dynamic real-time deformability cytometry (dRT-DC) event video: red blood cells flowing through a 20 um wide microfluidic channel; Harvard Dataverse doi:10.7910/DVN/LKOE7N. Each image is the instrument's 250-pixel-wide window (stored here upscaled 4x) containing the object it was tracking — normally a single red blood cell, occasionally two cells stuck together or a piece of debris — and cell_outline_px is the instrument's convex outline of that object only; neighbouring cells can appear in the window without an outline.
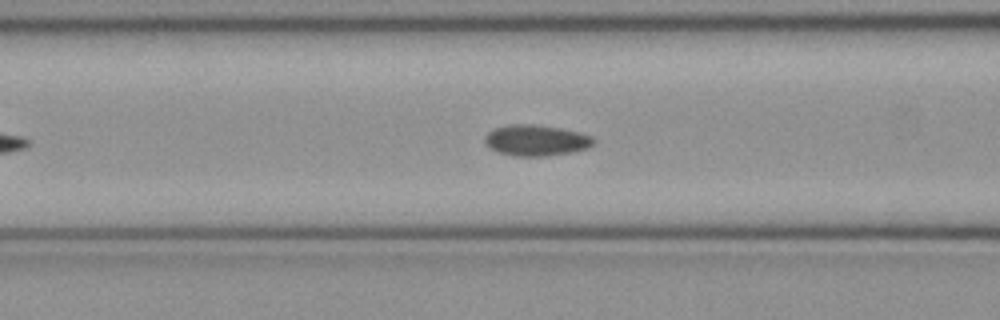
{"species": "common noctule bat (a hibernating species)", "species_latin": "Nyctalus noctula", "temperature_condition": "cold", "stored_images_in_passage": 41, "camera_frame_rate_fps": 3000, "um_per_image_px": 0.085, "animal": {"sex": "female", "body_mass_g": 21.9}, "frame": {"image": 1, "passage_image": 13, "time_ms": 4.0, "image_size_px": [1000, 320], "cell_outline_px": [[596, 144], [588, 148], [572, 152], [544, 156], [512, 156], [488, 148], [484, 140], [484, 136], [488, 132], [496, 128], [508, 124], [536, 124], [560, 128], [580, 132], [592, 136], [596, 140]], "centroid_in_image_um": [45.59, 11.92], "position_along_channel_um": 121.0, "area_um2": 19.88}}
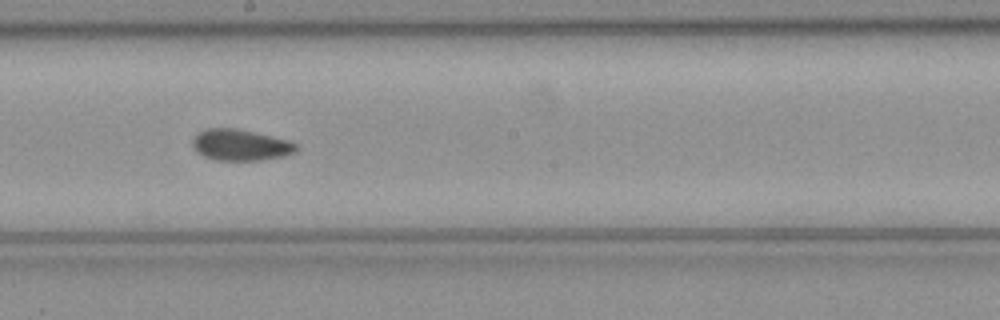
{"frame": {"image": 2, "passage_image": 21, "time_ms": 6.667, "image_size_px": [1000, 320], "cell_outline_px": [[300, 148], [296, 152], [284, 156], [260, 160], [216, 160], [204, 156], [192, 144], [192, 140], [200, 132], [208, 128], [236, 128], [288, 140], [296, 144]], "centroid_in_image_um": [20.49, 12.32], "position_along_channel_um": 227.7, "area_um2": 18.61}}
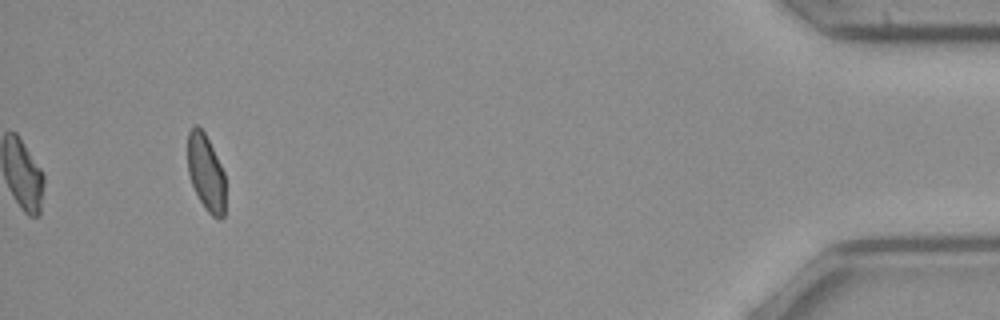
{"frame": {"image": 3, "passage_image": 41, "time_ms": 13.333, "image_size_px": [1000, 320], "cell_outline_px": [[224, 216], [220, 220], [212, 216], [204, 208], [192, 184], [188, 172], [188, 132], [196, 124], [204, 132], [224, 172]], "centroid_in_image_um": [17.5, 14.7], "position_along_channel_um": 417.7, "area_um2": 16.53}, "authors_computed_cell_mechanics": {"area_um2": 18.7272, "velocity_mm_per_s": 3.9917, "shape_relaxation_time_tau1_ms": null, "shape_relaxation_time_tau2_ms": 4.2063, "deformation_change_tau1": null, "deformation_change_tau2": 0.0744}}